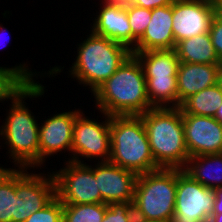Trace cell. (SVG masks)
<instances>
[{"mask_svg":"<svg viewBox=\"0 0 222 222\" xmlns=\"http://www.w3.org/2000/svg\"><path fill=\"white\" fill-rule=\"evenodd\" d=\"M19 169L0 167V222H24L56 197L53 173L46 177Z\"/></svg>","mask_w":222,"mask_h":222,"instance_id":"6da1fadb","label":"cell"},{"mask_svg":"<svg viewBox=\"0 0 222 222\" xmlns=\"http://www.w3.org/2000/svg\"><path fill=\"white\" fill-rule=\"evenodd\" d=\"M97 108L109 116H139L153 108L139 60L131 54L94 93Z\"/></svg>","mask_w":222,"mask_h":222,"instance_id":"7a4b0ae2","label":"cell"},{"mask_svg":"<svg viewBox=\"0 0 222 222\" xmlns=\"http://www.w3.org/2000/svg\"><path fill=\"white\" fill-rule=\"evenodd\" d=\"M38 83V84H37ZM44 86L31 83L14 100L5 123L0 128V136L8 144L9 154L18 168L39 167V126L31 111L25 106L28 98L41 97ZM20 164V165H19Z\"/></svg>","mask_w":222,"mask_h":222,"instance_id":"3957f363","label":"cell"},{"mask_svg":"<svg viewBox=\"0 0 222 222\" xmlns=\"http://www.w3.org/2000/svg\"><path fill=\"white\" fill-rule=\"evenodd\" d=\"M142 118L155 163L160 168L183 169L189 153L180 107L151 108Z\"/></svg>","mask_w":222,"mask_h":222,"instance_id":"277c9868","label":"cell"},{"mask_svg":"<svg viewBox=\"0 0 222 222\" xmlns=\"http://www.w3.org/2000/svg\"><path fill=\"white\" fill-rule=\"evenodd\" d=\"M110 144L109 161L114 165L137 175L160 169L140 116H110Z\"/></svg>","mask_w":222,"mask_h":222,"instance_id":"5b68a950","label":"cell"},{"mask_svg":"<svg viewBox=\"0 0 222 222\" xmlns=\"http://www.w3.org/2000/svg\"><path fill=\"white\" fill-rule=\"evenodd\" d=\"M78 45L76 61L69 71L94 93L132 54L124 45L94 34Z\"/></svg>","mask_w":222,"mask_h":222,"instance_id":"8992f818","label":"cell"},{"mask_svg":"<svg viewBox=\"0 0 222 222\" xmlns=\"http://www.w3.org/2000/svg\"><path fill=\"white\" fill-rule=\"evenodd\" d=\"M176 168L138 175L133 200L136 220L171 222L175 209Z\"/></svg>","mask_w":222,"mask_h":222,"instance_id":"52a82bcc","label":"cell"},{"mask_svg":"<svg viewBox=\"0 0 222 222\" xmlns=\"http://www.w3.org/2000/svg\"><path fill=\"white\" fill-rule=\"evenodd\" d=\"M131 53L143 68L150 105L153 108L178 107L177 73L180 62L176 50Z\"/></svg>","mask_w":222,"mask_h":222,"instance_id":"ba28073f","label":"cell"},{"mask_svg":"<svg viewBox=\"0 0 222 222\" xmlns=\"http://www.w3.org/2000/svg\"><path fill=\"white\" fill-rule=\"evenodd\" d=\"M214 189L194 181L176 168L175 209L171 222H209L214 209Z\"/></svg>","mask_w":222,"mask_h":222,"instance_id":"9c48e42d","label":"cell"},{"mask_svg":"<svg viewBox=\"0 0 222 222\" xmlns=\"http://www.w3.org/2000/svg\"><path fill=\"white\" fill-rule=\"evenodd\" d=\"M65 168L52 172L56 197L63 204L104 203L93 169L85 163L66 161Z\"/></svg>","mask_w":222,"mask_h":222,"instance_id":"30bf717a","label":"cell"},{"mask_svg":"<svg viewBox=\"0 0 222 222\" xmlns=\"http://www.w3.org/2000/svg\"><path fill=\"white\" fill-rule=\"evenodd\" d=\"M105 121L97 122L80 112L73 126L72 158L69 161L83 163L81 158H96L109 161L110 157V116L103 113ZM98 157V158H97Z\"/></svg>","mask_w":222,"mask_h":222,"instance_id":"8fae6325","label":"cell"},{"mask_svg":"<svg viewBox=\"0 0 222 222\" xmlns=\"http://www.w3.org/2000/svg\"><path fill=\"white\" fill-rule=\"evenodd\" d=\"M215 5L213 0H175L172 4V30L176 44L208 33Z\"/></svg>","mask_w":222,"mask_h":222,"instance_id":"7c38bea8","label":"cell"},{"mask_svg":"<svg viewBox=\"0 0 222 222\" xmlns=\"http://www.w3.org/2000/svg\"><path fill=\"white\" fill-rule=\"evenodd\" d=\"M189 157L222 153V124L214 117L182 114Z\"/></svg>","mask_w":222,"mask_h":222,"instance_id":"4fadbf2b","label":"cell"},{"mask_svg":"<svg viewBox=\"0 0 222 222\" xmlns=\"http://www.w3.org/2000/svg\"><path fill=\"white\" fill-rule=\"evenodd\" d=\"M93 169L101 198L105 204L133 202L138 175L114 165L110 161H99Z\"/></svg>","mask_w":222,"mask_h":222,"instance_id":"5bb4252c","label":"cell"},{"mask_svg":"<svg viewBox=\"0 0 222 222\" xmlns=\"http://www.w3.org/2000/svg\"><path fill=\"white\" fill-rule=\"evenodd\" d=\"M81 110H74L53 115L39 126V166L45 158L62 150L71 153L73 126Z\"/></svg>","mask_w":222,"mask_h":222,"instance_id":"9a60e30c","label":"cell"},{"mask_svg":"<svg viewBox=\"0 0 222 222\" xmlns=\"http://www.w3.org/2000/svg\"><path fill=\"white\" fill-rule=\"evenodd\" d=\"M175 49L172 30V5L151 10L150 22L131 52Z\"/></svg>","mask_w":222,"mask_h":222,"instance_id":"2e32d148","label":"cell"},{"mask_svg":"<svg viewBox=\"0 0 222 222\" xmlns=\"http://www.w3.org/2000/svg\"><path fill=\"white\" fill-rule=\"evenodd\" d=\"M220 66L180 62L177 73L178 107L191 95L216 85Z\"/></svg>","mask_w":222,"mask_h":222,"instance_id":"e0dca14e","label":"cell"},{"mask_svg":"<svg viewBox=\"0 0 222 222\" xmlns=\"http://www.w3.org/2000/svg\"><path fill=\"white\" fill-rule=\"evenodd\" d=\"M91 32L120 43L132 51V30L127 11L103 4L93 21Z\"/></svg>","mask_w":222,"mask_h":222,"instance_id":"ac0fdd59","label":"cell"},{"mask_svg":"<svg viewBox=\"0 0 222 222\" xmlns=\"http://www.w3.org/2000/svg\"><path fill=\"white\" fill-rule=\"evenodd\" d=\"M183 171L205 187H222V153L190 157Z\"/></svg>","mask_w":222,"mask_h":222,"instance_id":"d6986e66","label":"cell"},{"mask_svg":"<svg viewBox=\"0 0 222 222\" xmlns=\"http://www.w3.org/2000/svg\"><path fill=\"white\" fill-rule=\"evenodd\" d=\"M179 62L222 64L212 45L209 32L183 39L175 47Z\"/></svg>","mask_w":222,"mask_h":222,"instance_id":"ffe728a7","label":"cell"},{"mask_svg":"<svg viewBox=\"0 0 222 222\" xmlns=\"http://www.w3.org/2000/svg\"><path fill=\"white\" fill-rule=\"evenodd\" d=\"M28 66L20 64L12 68L0 67V101L14 100L31 83L35 82V73L30 71ZM34 74V75H33Z\"/></svg>","mask_w":222,"mask_h":222,"instance_id":"44dd1931","label":"cell"},{"mask_svg":"<svg viewBox=\"0 0 222 222\" xmlns=\"http://www.w3.org/2000/svg\"><path fill=\"white\" fill-rule=\"evenodd\" d=\"M222 104V89L218 84L191 95L181 105L182 114L214 117Z\"/></svg>","mask_w":222,"mask_h":222,"instance_id":"7402d4cb","label":"cell"},{"mask_svg":"<svg viewBox=\"0 0 222 222\" xmlns=\"http://www.w3.org/2000/svg\"><path fill=\"white\" fill-rule=\"evenodd\" d=\"M108 204H63V222H102Z\"/></svg>","mask_w":222,"mask_h":222,"instance_id":"603a6c76","label":"cell"},{"mask_svg":"<svg viewBox=\"0 0 222 222\" xmlns=\"http://www.w3.org/2000/svg\"><path fill=\"white\" fill-rule=\"evenodd\" d=\"M129 24L132 30V50L137 41L143 36L151 19V10L133 6L127 11Z\"/></svg>","mask_w":222,"mask_h":222,"instance_id":"cb8c5ba5","label":"cell"},{"mask_svg":"<svg viewBox=\"0 0 222 222\" xmlns=\"http://www.w3.org/2000/svg\"><path fill=\"white\" fill-rule=\"evenodd\" d=\"M133 202L109 203L102 222H135Z\"/></svg>","mask_w":222,"mask_h":222,"instance_id":"d4e9b609","label":"cell"},{"mask_svg":"<svg viewBox=\"0 0 222 222\" xmlns=\"http://www.w3.org/2000/svg\"><path fill=\"white\" fill-rule=\"evenodd\" d=\"M24 222H63V203L55 197L48 205L31 214Z\"/></svg>","mask_w":222,"mask_h":222,"instance_id":"484cf974","label":"cell"},{"mask_svg":"<svg viewBox=\"0 0 222 222\" xmlns=\"http://www.w3.org/2000/svg\"><path fill=\"white\" fill-rule=\"evenodd\" d=\"M209 34L215 52L218 58L222 61V19L216 14L212 18Z\"/></svg>","mask_w":222,"mask_h":222,"instance_id":"4316f807","label":"cell"},{"mask_svg":"<svg viewBox=\"0 0 222 222\" xmlns=\"http://www.w3.org/2000/svg\"><path fill=\"white\" fill-rule=\"evenodd\" d=\"M132 1L135 6L152 10L157 7L172 5L175 0H132Z\"/></svg>","mask_w":222,"mask_h":222,"instance_id":"83f0119b","label":"cell"},{"mask_svg":"<svg viewBox=\"0 0 222 222\" xmlns=\"http://www.w3.org/2000/svg\"><path fill=\"white\" fill-rule=\"evenodd\" d=\"M104 4L112 7H116L121 11H128L134 6L132 0H104Z\"/></svg>","mask_w":222,"mask_h":222,"instance_id":"f1b7e54d","label":"cell"},{"mask_svg":"<svg viewBox=\"0 0 222 222\" xmlns=\"http://www.w3.org/2000/svg\"><path fill=\"white\" fill-rule=\"evenodd\" d=\"M215 200H214V209L212 214H221L222 213V187L215 188Z\"/></svg>","mask_w":222,"mask_h":222,"instance_id":"f546056e","label":"cell"},{"mask_svg":"<svg viewBox=\"0 0 222 222\" xmlns=\"http://www.w3.org/2000/svg\"><path fill=\"white\" fill-rule=\"evenodd\" d=\"M215 5V14L222 19V0H213Z\"/></svg>","mask_w":222,"mask_h":222,"instance_id":"4dcf8cb0","label":"cell"},{"mask_svg":"<svg viewBox=\"0 0 222 222\" xmlns=\"http://www.w3.org/2000/svg\"><path fill=\"white\" fill-rule=\"evenodd\" d=\"M209 222H222V213L221 214H212L210 216Z\"/></svg>","mask_w":222,"mask_h":222,"instance_id":"1f68e13d","label":"cell"},{"mask_svg":"<svg viewBox=\"0 0 222 222\" xmlns=\"http://www.w3.org/2000/svg\"><path fill=\"white\" fill-rule=\"evenodd\" d=\"M214 118L222 124V104L220 105V107L216 111Z\"/></svg>","mask_w":222,"mask_h":222,"instance_id":"d6a6232c","label":"cell"},{"mask_svg":"<svg viewBox=\"0 0 222 222\" xmlns=\"http://www.w3.org/2000/svg\"><path fill=\"white\" fill-rule=\"evenodd\" d=\"M217 84L222 89V64H221V66L219 68Z\"/></svg>","mask_w":222,"mask_h":222,"instance_id":"836d02e7","label":"cell"}]
</instances>
